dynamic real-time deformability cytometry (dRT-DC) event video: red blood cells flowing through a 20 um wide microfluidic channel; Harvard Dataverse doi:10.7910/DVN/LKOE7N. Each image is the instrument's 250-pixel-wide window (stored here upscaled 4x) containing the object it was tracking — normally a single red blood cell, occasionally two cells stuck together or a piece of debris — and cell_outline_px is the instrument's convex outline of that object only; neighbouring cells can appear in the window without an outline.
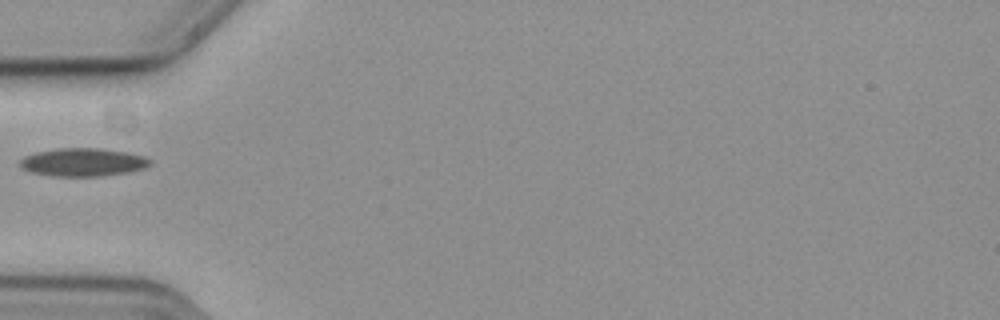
{"species": "common noctule bat (a hibernating species)", "species_latin": "Nyctalus noctula", "temperature_condition": "cold", "stored_images_in_passage": 6, "camera_frame_rate_fps": 3000, "um_per_image_px": 0.085, "animal": {"sex": "female", "body_mass_g": 19.3, "forearm_length_mm": 54.1}, "frame": {"image": 1, "passage_image": 1, "time_ms": 0.0, "image_size_px": [1000, 320], "cell_outline_px": [[152, 164], [144, 168], [128, 172], [100, 176], [52, 176], [32, 172], [20, 168], [20, 160], [24, 156], [36, 152], [56, 148], [104, 148], [128, 152], [144, 156], [152, 160]], "centroid_in_image_um": [7.07, 13.78], "position_along_channel_um": 77.9, "area_um2": 21.5}}
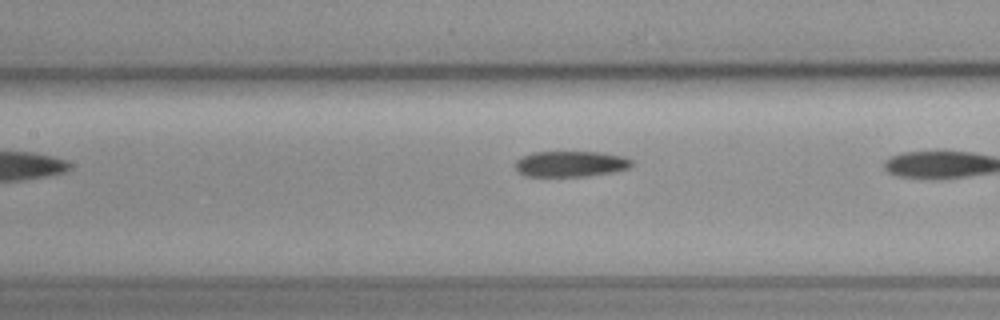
{"frame": {"image": 2, "passage_image": 5, "time_ms": 1.333, "image_size_px": [1000, 320], "cell_outline_px": [[632, 164], [628, 168], [612, 172], [588, 176], [524, 176], [516, 172], [516, 160], [520, 156], [532, 152], [604, 152], [624, 156], [632, 160]], "centroid_in_image_um": [48.47, 13.92], "position_along_channel_um": 158.9, "area_um2": 17.69}}